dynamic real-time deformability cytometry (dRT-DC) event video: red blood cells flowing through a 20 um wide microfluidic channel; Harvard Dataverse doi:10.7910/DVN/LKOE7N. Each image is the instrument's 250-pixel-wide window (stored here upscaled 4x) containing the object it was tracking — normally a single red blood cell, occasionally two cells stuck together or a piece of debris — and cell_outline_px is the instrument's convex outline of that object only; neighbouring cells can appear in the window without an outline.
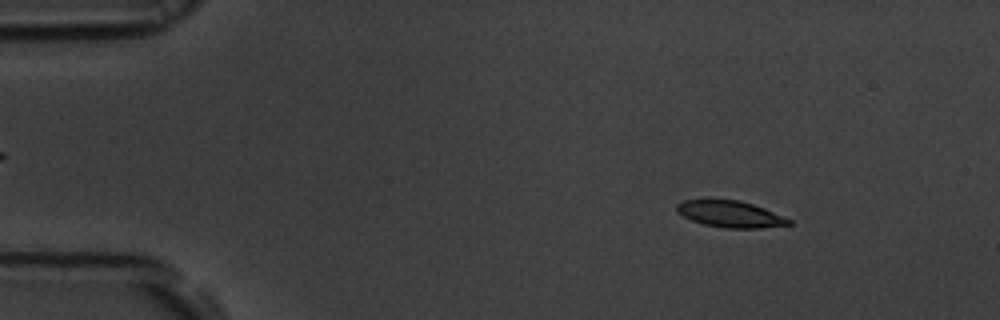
{"species": "common noctule bat (a hibernating species)", "species_latin": "Nyctalus noctula", "temperature_condition": "room temperature", "stored_images_in_passage": 53, "camera_frame_rate_fps": 3000, "um_per_image_px": 0.085, "animal": {"sex": "male", "body_mass_g": 19.5, "forearm_length_mm": 54.6}, "frame": {"image": 1, "passage_image": 7, "time_ms": 2.0, "image_size_px": [1000, 320], "cell_outline_px": [[792, 224], [760, 228], [724, 228], [704, 224], [692, 220], [676, 212], [676, 204], [684, 200], [740, 200], [764, 208], [792, 220]], "centroid_in_image_um": [62.07, 18.2], "position_along_channel_um": 22.9, "area_um2": 17.17}}
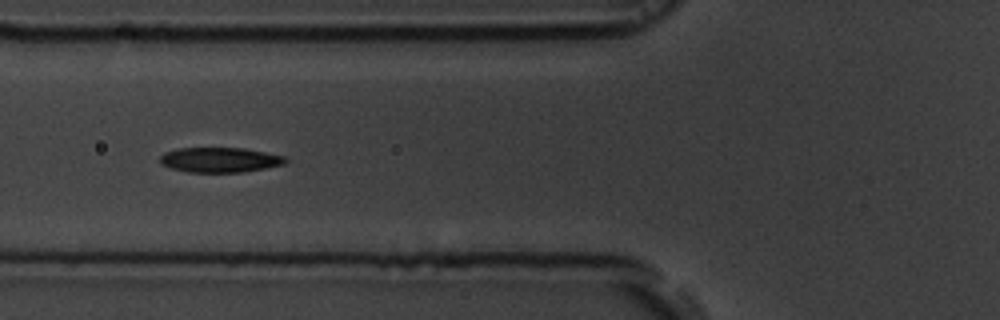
{"frame": {"image": 2, "passage_image": 20, "time_ms": 6.333, "image_size_px": [1000, 320], "cell_outline_px": [[288, 160], [284, 164], [264, 168], [240, 172], [188, 172], [172, 168], [160, 164], [160, 156], [164, 152], [176, 148], [244, 148], [284, 156]], "centroid_in_image_um": [18.65, 13.58], "position_along_channel_um": 107.2, "area_um2": 18.15}}
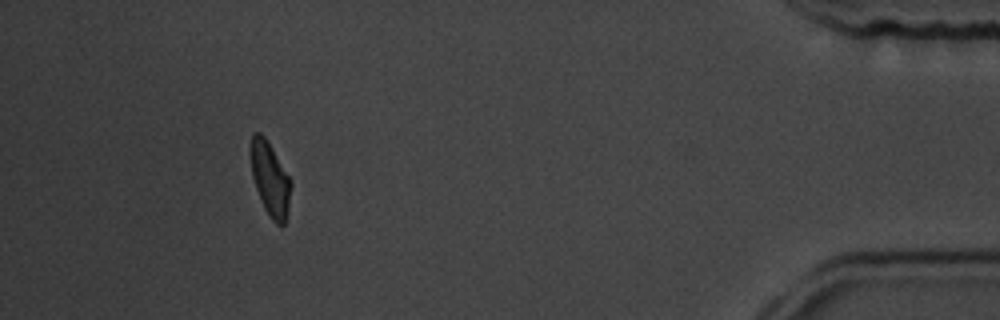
{"frame": {"image": 3, "passage_image": 49, "time_ms": 16.0, "image_size_px": [1000, 320], "cell_outline_px": [[292, 184], [284, 224], [276, 224], [268, 216], [264, 208], [256, 188], [252, 176], [248, 152], [248, 148], [252, 132], [260, 132], [264, 136], [272, 148], [292, 180]], "centroid_in_image_um": [22.91, 15.13], "position_along_channel_um": 412.3, "area_um2": 17.57}, "authors_computed_cell_mechanics": {"area_um2": 18.0336, "velocity_mm_per_s": 3.7863, "shape_relaxation_time_tau1_ms": 2.9736, "shape_relaxation_time_tau2_ms": 2.8617, "deformation_change_tau1": 0.1294, "deformation_change_tau2": 0.0941}}